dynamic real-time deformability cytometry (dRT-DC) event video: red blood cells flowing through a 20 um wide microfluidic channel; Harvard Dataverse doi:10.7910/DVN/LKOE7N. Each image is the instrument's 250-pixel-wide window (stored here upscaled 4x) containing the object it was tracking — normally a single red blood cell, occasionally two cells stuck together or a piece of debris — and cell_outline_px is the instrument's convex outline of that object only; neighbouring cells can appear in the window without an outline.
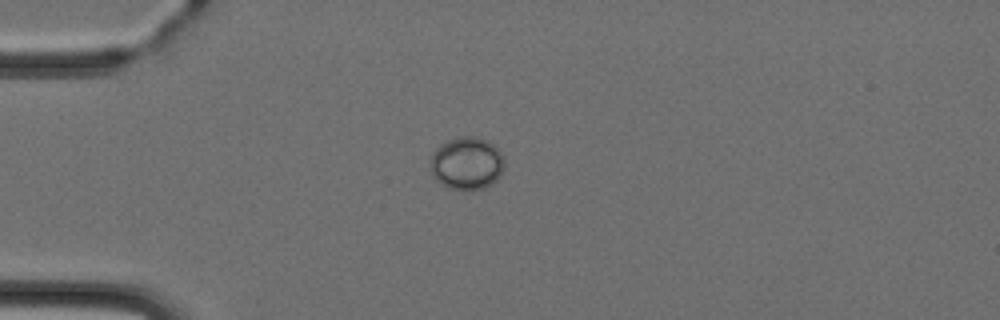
{"species": "Egyptian fruit bat (a non-hibernating species)", "species_latin": "Rousettus aegyptiacus", "temperature_condition": "cold", "stored_images_in_passage": 2, "camera_frame_rate_fps": 3000, "um_per_image_px": 0.085, "animal": {"sex": "female"}, "frame": {"image": 1, "passage_image": 1, "time_ms": 0.0, "image_size_px": [1000, 320], "cell_outline_px": [[504, 168], [500, 176], [492, 184], [484, 188], [468, 192], [452, 188], [440, 184], [432, 176], [432, 152], [440, 144], [448, 140], [460, 136], [476, 136], [488, 140], [500, 152], [504, 160]], "centroid_in_image_um": [39.69, 13.9], "position_along_channel_um": 45.3, "area_um2": 23.0}}